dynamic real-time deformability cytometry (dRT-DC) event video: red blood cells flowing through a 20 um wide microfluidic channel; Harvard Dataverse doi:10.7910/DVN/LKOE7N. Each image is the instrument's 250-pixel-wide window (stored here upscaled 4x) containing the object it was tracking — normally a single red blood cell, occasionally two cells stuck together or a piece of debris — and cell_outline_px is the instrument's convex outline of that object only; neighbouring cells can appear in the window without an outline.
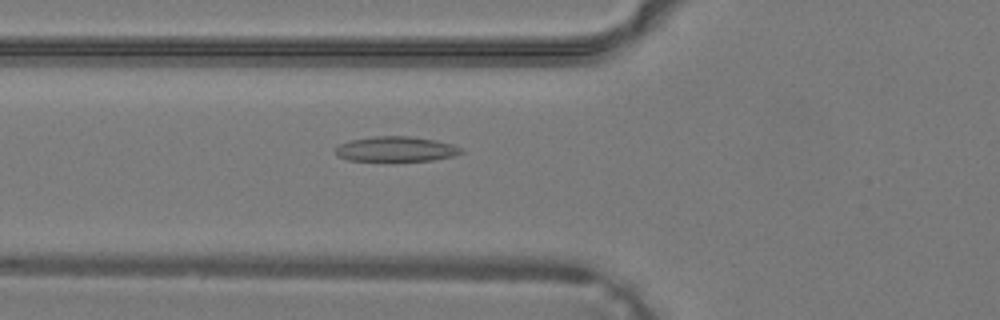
{"species": "common noctule bat (a hibernating species)", "species_latin": "Nyctalus noctula", "temperature_condition": "warm", "stored_images_in_passage": 28, "camera_frame_rate_fps": 3000, "um_per_image_px": 0.085, "animal": {"sex": "male", "body_mass_g": 19.2, "forearm_length_mm": 51.8}, "frame": {"image": 1, "passage_image": 3, "time_ms": 0.667, "image_size_px": [1000, 320], "cell_outline_px": [[464, 152], [456, 156], [432, 160], [348, 160], [336, 156], [336, 148], [340, 144], [352, 140], [376, 136], [408, 136], [436, 140], [452, 144], [460, 148]], "centroid_in_image_um": [33.69, 12.67], "position_along_channel_um": 92.1, "area_um2": 18.09}}
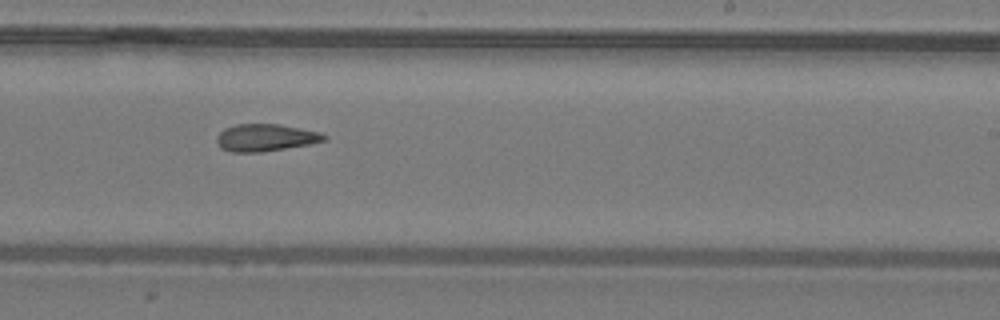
{"frame": {"image": 2, "passage_image": 13, "time_ms": 4.0, "image_size_px": [1000, 320], "cell_outline_px": [[328, 140], [308, 144], [260, 152], [232, 152], [220, 148], [216, 140], [216, 136], [224, 128], [236, 124], [276, 124], [300, 128], [320, 132], [328, 136]], "centroid_in_image_um": [22.55, 11.69], "position_along_channel_um": 266.4, "area_um2": 16.99}}
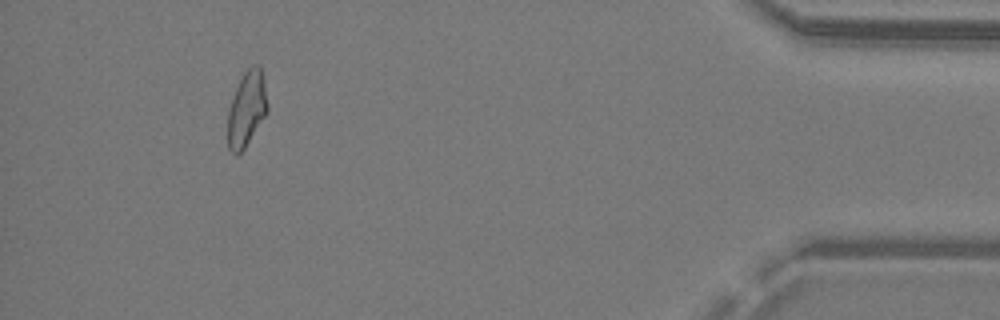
{"frame": {"image": 3, "passage_image": 25, "time_ms": 8.0, "image_size_px": [1000, 320], "cell_outline_px": [[268, 112], [244, 148], [236, 156], [228, 148], [228, 108], [232, 96], [244, 72], [252, 64], [260, 64], [264, 80], [268, 104]], "centroid_in_image_um": [20.98, 9.23], "position_along_channel_um": 414.2, "area_um2": 17.51}}